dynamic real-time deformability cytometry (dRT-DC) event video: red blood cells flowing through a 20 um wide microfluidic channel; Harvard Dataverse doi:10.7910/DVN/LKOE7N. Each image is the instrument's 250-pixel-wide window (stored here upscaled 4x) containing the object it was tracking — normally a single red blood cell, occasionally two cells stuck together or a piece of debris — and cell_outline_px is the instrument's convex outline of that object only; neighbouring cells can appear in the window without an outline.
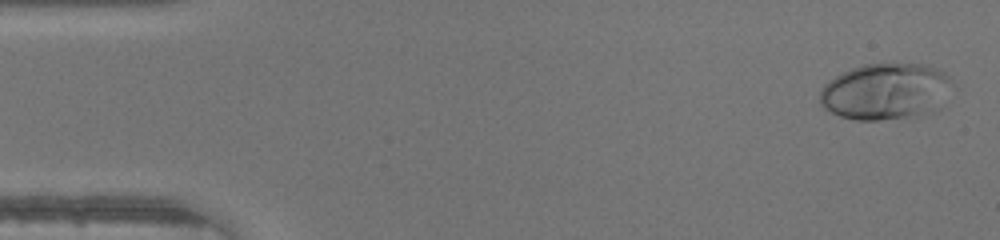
{"species": "human", "species_latin": "Homo sapiens", "temperature_condition": "warm", "stored_images_in_passage": 46, "camera_frame_rate_fps": 3000, "um_per_image_px": 0.085, "donor": {"sex": "male"}, "frame": {"image": 1, "passage_image": 2, "time_ms": 0.333, "image_size_px": [1000, 240], "cell_outline_px": [[952, 76], [916, 112], [904, 116], [880, 120], [856, 120], [840, 116], [828, 112], [820, 104], [820, 88], [828, 80], [852, 68], [864, 64], [928, 64]], "centroid_in_image_um": [74.91, 7.7], "position_along_channel_um": 10.1, "area_um2": 40.23}}
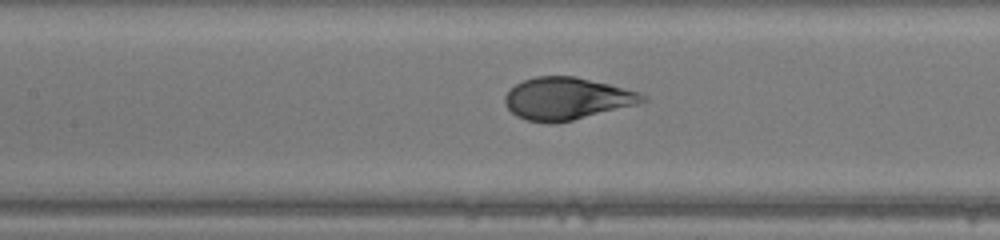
{"frame": {"image": 2, "passage_image": 21, "time_ms": 6.667, "image_size_px": [1000, 240], "cell_outline_px": [[648, 100], [636, 104], [572, 120], [548, 124], [524, 120], [516, 116], [504, 104], [504, 96], [516, 84], [524, 80], [536, 76], [576, 76], [640, 92], [648, 96]], "centroid_in_image_um": [48.15, 8.38], "position_along_channel_um": 159.2, "area_um2": 33.76}}
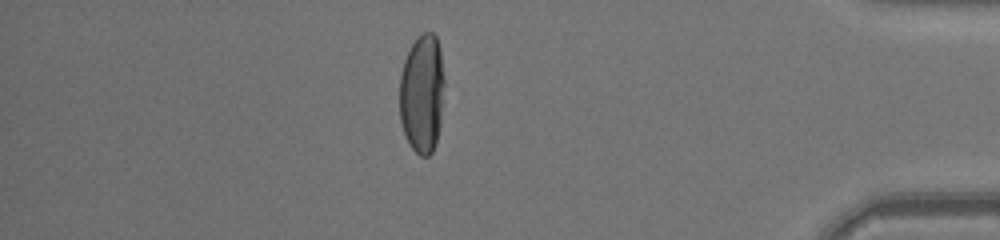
{"frame": {"image": 3, "passage_image": 40, "time_ms": 13.0, "image_size_px": [1000, 240], "cell_outline_px": [[444, 84], [440, 124], [436, 144], [432, 152], [428, 156], [420, 156], [412, 148], [404, 132], [400, 120], [400, 76], [404, 60], [412, 44], [424, 32], [432, 32], [436, 36], [440, 48], [444, 80]], "centroid_in_image_um": [35.88, 7.97], "position_along_channel_um": 399.3, "area_um2": 30.98}}